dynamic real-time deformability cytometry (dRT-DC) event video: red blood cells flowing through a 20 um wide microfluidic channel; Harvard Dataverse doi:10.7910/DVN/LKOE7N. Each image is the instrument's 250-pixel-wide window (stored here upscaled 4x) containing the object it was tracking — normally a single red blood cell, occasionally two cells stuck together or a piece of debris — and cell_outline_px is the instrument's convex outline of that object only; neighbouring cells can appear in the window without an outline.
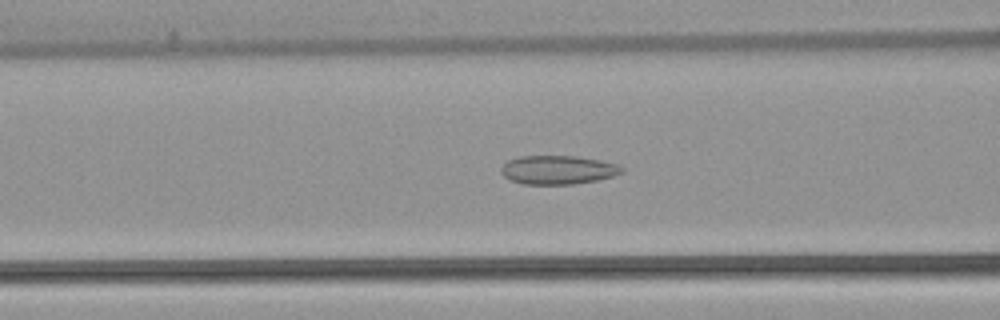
{"species": "common noctule bat (a hibernating species)", "species_latin": "Nyctalus noctula", "temperature_condition": "warm", "stored_images_in_passage": 53, "camera_frame_rate_fps": 3000, "um_per_image_px": 0.085, "animal": {"sex": "female", "body_mass_g": 22.7, "forearm_length_mm": 54.2}, "frame": {"image": 1, "passage_image": 21, "time_ms": 6.667, "image_size_px": [1000, 320], "cell_outline_px": [[624, 172], [612, 176], [596, 180], [572, 184], [524, 184], [512, 180], [504, 176], [500, 172], [500, 168], [508, 160], [520, 156], [576, 156], [600, 160], [620, 164], [624, 168]], "centroid_in_image_um": [47.44, 14.43], "position_along_channel_um": 119.2, "area_um2": 20.23}}
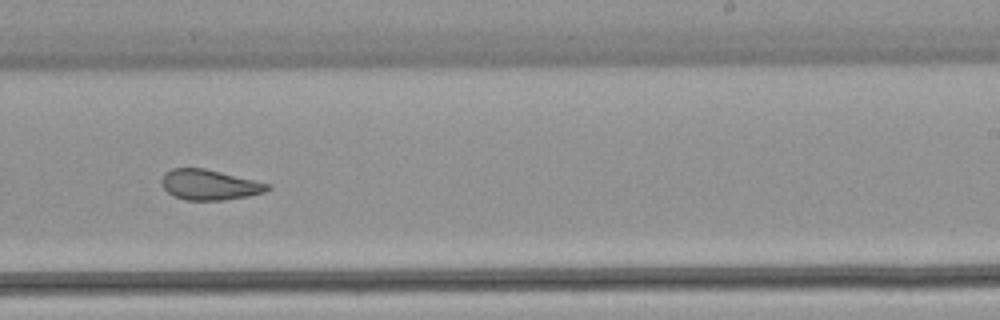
{"frame": {"image": 2, "passage_image": 33, "time_ms": 10.667, "image_size_px": [1000, 320], "cell_outline_px": [[272, 188], [264, 192], [248, 196], [224, 200], [184, 200], [172, 196], [164, 188], [160, 180], [164, 172], [172, 168], [204, 168], [272, 184]], "centroid_in_image_um": [17.8, 15.7], "position_along_channel_um": 271.2, "area_um2": 18.9}}
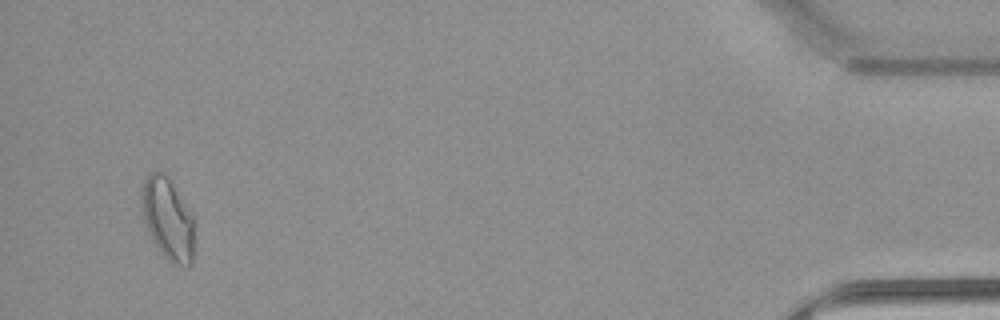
{"frame": {"image": 3, "passage_image": 51, "time_ms": 16.667, "image_size_px": [1000, 320], "cell_outline_px": [[192, 264], [188, 268], [172, 264], [164, 256], [156, 244], [144, 220], [140, 204], [140, 192], [144, 180], [152, 172], [164, 172], [168, 176], [192, 216]], "centroid_in_image_um": [14.23, 18.6], "position_along_channel_um": 421.0, "area_um2": 24.68}, "authors_computed_cell_mechanics": {"area_um2": 21.386, "velocity_mm_per_s": 3.8163, "shape_relaxation_time_tau1_ms": null, "shape_relaxation_time_tau2_ms": 2.2476, "deformation_change_tau1": null, "deformation_change_tau2": 0.0829}}